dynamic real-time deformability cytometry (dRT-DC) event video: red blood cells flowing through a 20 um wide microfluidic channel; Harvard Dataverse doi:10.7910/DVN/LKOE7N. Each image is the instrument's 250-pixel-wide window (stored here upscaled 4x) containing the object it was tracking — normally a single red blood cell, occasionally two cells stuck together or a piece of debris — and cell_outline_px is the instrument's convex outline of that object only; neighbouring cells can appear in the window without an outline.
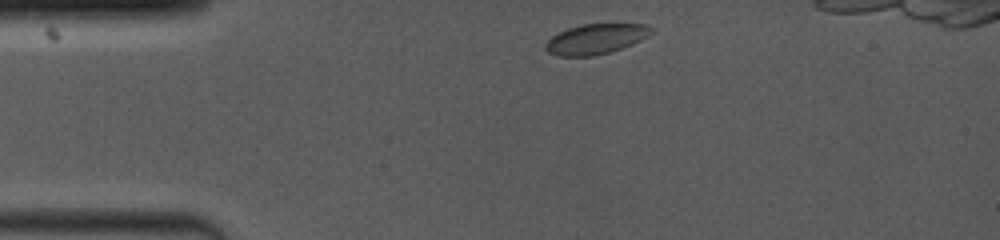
{"species": "common noctule bat (a hibernating species)", "species_latin": "Nyctalus noctula", "temperature_condition": "room temperature", "stored_images_in_passage": 76, "camera_frame_rate_fps": 4000, "um_per_image_px": 0.085, "animal": {"sex": "female", "body_mass_g": 19.0, "forearm_length_mm": 53.3}, "frame": {"image": 1, "passage_image": 1, "time_ms": 0.0, "image_size_px": [1000, 240], "cell_outline_px": [[656, 28], [652, 32], [620, 48], [608, 52], [592, 56], [560, 56], [548, 52], [544, 48], [544, 44], [552, 36], [568, 28], [580, 24], [648, 24]], "centroid_in_image_um": [50.59, 3.3], "position_along_channel_um": 34.4, "area_um2": 18.21}}
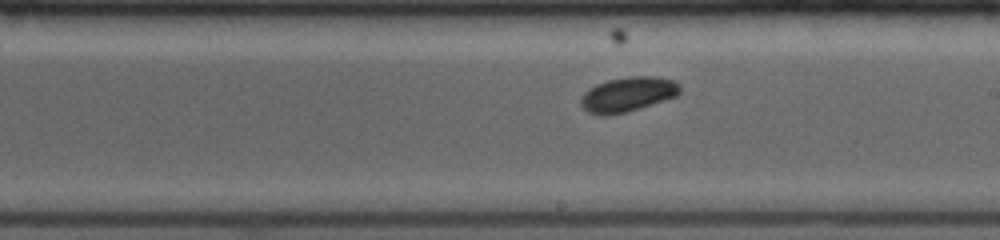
{"frame": {"image": 2, "passage_image": 41, "time_ms": 6.0, "image_size_px": [1000, 240], "cell_outline_px": [[680, 92], [676, 96], [628, 112], [604, 116], [588, 112], [580, 104], [580, 100], [584, 92], [588, 88], [596, 84], [608, 80], [628, 76], [652, 76], [676, 80], [680, 88]], "centroid_in_image_um": [53.35, 8.01], "position_along_channel_um": 235.7, "area_um2": 20.11}}
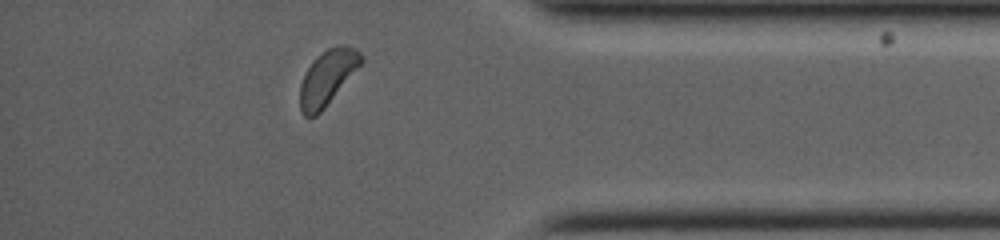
{"frame": {"image": 3, "passage_image": 72, "time_ms": 10.5, "image_size_px": [1000, 240], "cell_outline_px": [[364, 60], [324, 108], [316, 116], [304, 116], [300, 112], [300, 84], [308, 68], [316, 56], [328, 48], [336, 44], [340, 44], [356, 48], [364, 56]], "centroid_in_image_um": [27.83, 6.56], "position_along_channel_um": 407.4, "area_um2": 19.36}}